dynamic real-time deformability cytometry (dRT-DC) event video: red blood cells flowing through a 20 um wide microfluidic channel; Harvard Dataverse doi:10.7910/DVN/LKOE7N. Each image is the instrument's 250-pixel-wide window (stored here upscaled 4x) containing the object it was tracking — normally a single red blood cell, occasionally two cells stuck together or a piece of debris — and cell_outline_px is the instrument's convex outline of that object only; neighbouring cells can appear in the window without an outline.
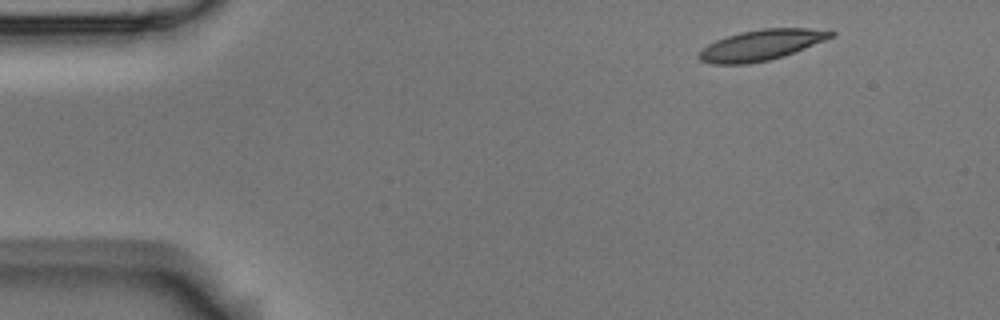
{"species": "Egyptian fruit bat (a non-hibernating species)", "species_latin": "Rousettus aegyptiacus", "temperature_condition": "room temperature", "stored_images_in_passage": 5, "segment_of_instrument_passage": [1, 2], "camera_frame_rate_fps": 3000, "um_per_image_px": 0.085, "animal": {"sex": "male"}, "frame": {"image": 1, "passage_image": 1, "time_ms": 0.0, "image_size_px": [1000, 320], "cell_outline_px": [[836, 36], [784, 56], [768, 60], [748, 64], [712, 64], [700, 60], [696, 56], [708, 44], [716, 40], [740, 32], [760, 28], [832, 28], [836, 32]], "centroid_in_image_um": [64.79, 3.81], "position_along_channel_um": 20.2, "area_um2": 23.87}}
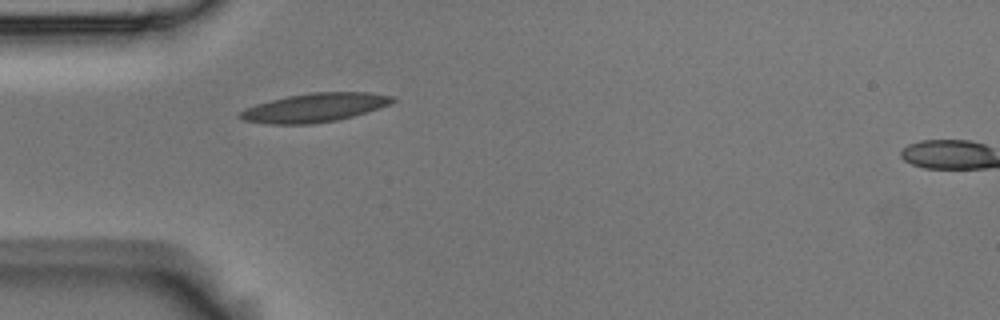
{"frame": {"image": 2, "passage_image": 4, "time_ms": 1.0, "image_size_px": [1000, 320], "cell_outline_px": [[396, 100], [380, 108], [368, 112], [336, 120], [312, 124], [272, 124], [244, 120], [236, 116], [244, 108], [256, 104], [288, 96], [312, 92], [368, 92], [392, 96]], "centroid_in_image_um": [26.73, 9.15], "position_along_channel_um": 58.3, "area_um2": 25.43}}